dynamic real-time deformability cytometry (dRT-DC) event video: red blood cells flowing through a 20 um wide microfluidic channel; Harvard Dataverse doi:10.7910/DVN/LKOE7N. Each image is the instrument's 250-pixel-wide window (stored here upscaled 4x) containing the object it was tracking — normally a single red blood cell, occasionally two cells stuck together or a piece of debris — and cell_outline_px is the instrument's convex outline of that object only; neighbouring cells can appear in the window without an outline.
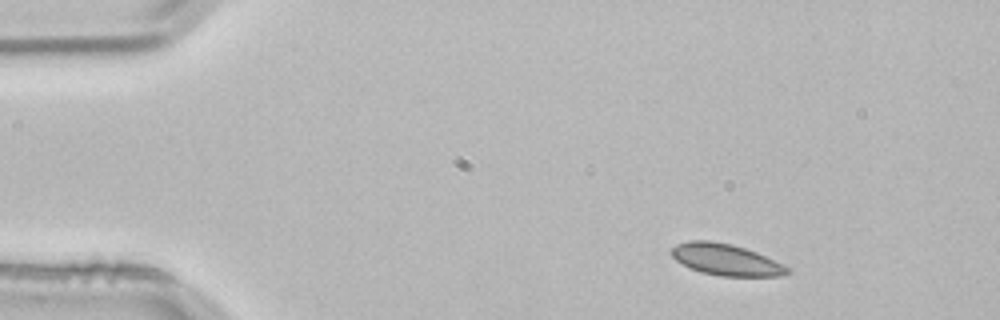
{"species": "common noctule bat (a hibernating species)", "species_latin": "Nyctalus noctula", "temperature_condition": "room temperature", "stored_images_in_passage": 3, "camera_frame_rate_fps": 3000, "um_per_image_px": 0.085, "animal": {"sex": "male", "body_mass_g": 21.5, "forearm_length_mm": 52.0}, "frame": {"image": 1, "passage_image": 1, "time_ms": 0.0, "image_size_px": [1000, 320], "cell_outline_px": [[792, 272], [780, 276], [720, 276], [700, 272], [688, 268], [676, 260], [672, 256], [672, 248], [676, 244], [688, 240], [708, 240], [732, 244], [756, 252], [788, 268]], "centroid_in_image_um": [61.65, 22.07], "position_along_channel_um": 23.4, "area_um2": 21.1}}
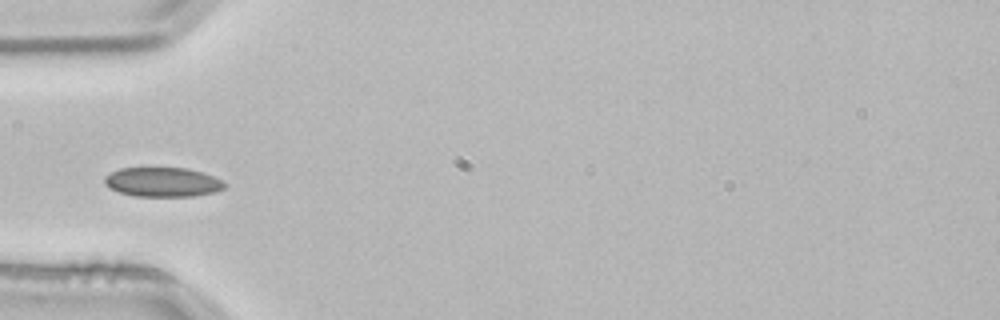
{"frame": {"image": 2, "passage_image": 3, "time_ms": 0.667, "image_size_px": [1000, 320], "cell_outline_px": [[228, 184], [224, 188], [216, 192], [192, 196], [132, 196], [108, 188], [104, 184], [104, 176], [120, 168], [188, 168], [224, 180]], "centroid_in_image_um": [13.83, 15.48], "position_along_channel_um": 71.2, "area_um2": 20.69}}